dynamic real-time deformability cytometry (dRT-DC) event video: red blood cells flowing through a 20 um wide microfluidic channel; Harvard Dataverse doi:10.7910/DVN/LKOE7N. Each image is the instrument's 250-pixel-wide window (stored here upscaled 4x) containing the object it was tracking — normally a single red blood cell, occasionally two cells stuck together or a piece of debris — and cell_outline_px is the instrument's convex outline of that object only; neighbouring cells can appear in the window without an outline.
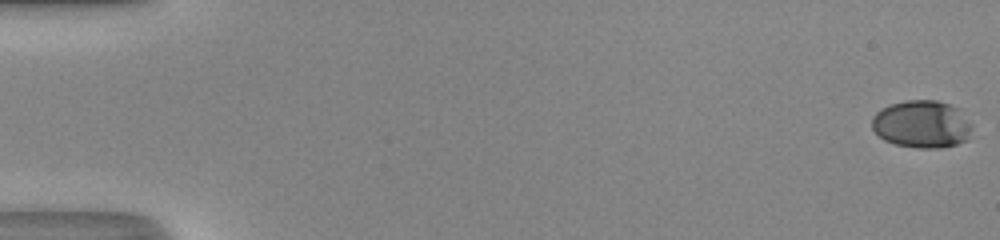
{"species": "human", "species_latin": "Homo sapiens", "temperature_condition": "room temperature", "stored_images_in_passage": 52, "camera_frame_rate_fps": 3000, "um_per_image_px": 0.085, "donor": {"sex": "male"}, "frame": {"image": 1, "passage_image": 1, "time_ms": 0.0, "image_size_px": [1000, 240], "cell_outline_px": [[972, 128], [968, 140], [956, 144], [940, 148], [920, 148], [896, 144], [884, 140], [872, 128], [872, 116], [876, 112], [892, 104], [904, 100], [936, 100], [960, 108], [972, 124]], "centroid_in_image_um": [78.39, 10.55], "position_along_channel_um": 6.6, "area_um2": 27.86}}
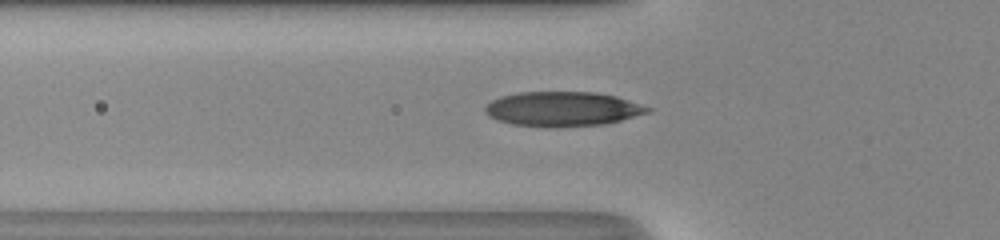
{"frame": {"image": 2, "passage_image": 20, "time_ms": 6.333, "image_size_px": [1000, 240], "cell_outline_px": [[652, 112], [604, 124], [556, 128], [512, 124], [496, 120], [484, 112], [484, 108], [492, 100], [500, 96], [520, 92], [596, 92], [616, 96], [652, 108]], "centroid_in_image_um": [47.82, 9.27], "position_along_channel_um": 78.0, "area_um2": 32.95}}
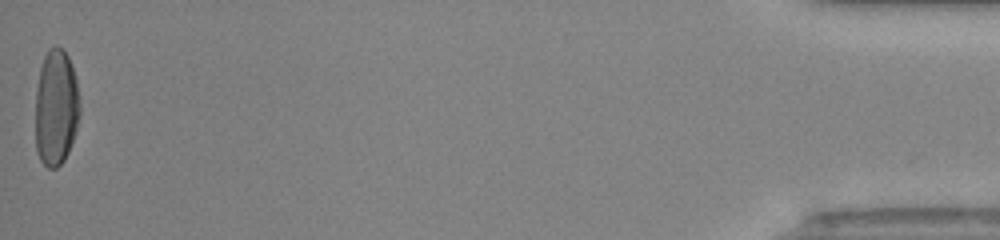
{"frame": {"image": 3, "passage_image": 52, "time_ms": 17.0, "image_size_px": [1000, 240], "cell_outline_px": [[80, 112], [76, 128], [68, 152], [64, 160], [56, 168], [48, 168], [40, 160], [36, 152], [36, 88], [40, 68], [44, 56], [48, 48], [56, 44], [68, 56], [76, 80], [80, 96]], "centroid_in_image_um": [4.76, 9.14], "position_along_channel_um": 430.4, "area_um2": 30.23}, "authors_computed_cell_mechanics": {"area_um2": 31.2409, "velocity_mm_per_s": 4.2011, "shape_relaxation_time_tau1_ms": 4.9059, "shape_relaxation_time_tau2_ms": null, "deformation_change_tau1": 0.224, "deformation_change_tau2": null}}